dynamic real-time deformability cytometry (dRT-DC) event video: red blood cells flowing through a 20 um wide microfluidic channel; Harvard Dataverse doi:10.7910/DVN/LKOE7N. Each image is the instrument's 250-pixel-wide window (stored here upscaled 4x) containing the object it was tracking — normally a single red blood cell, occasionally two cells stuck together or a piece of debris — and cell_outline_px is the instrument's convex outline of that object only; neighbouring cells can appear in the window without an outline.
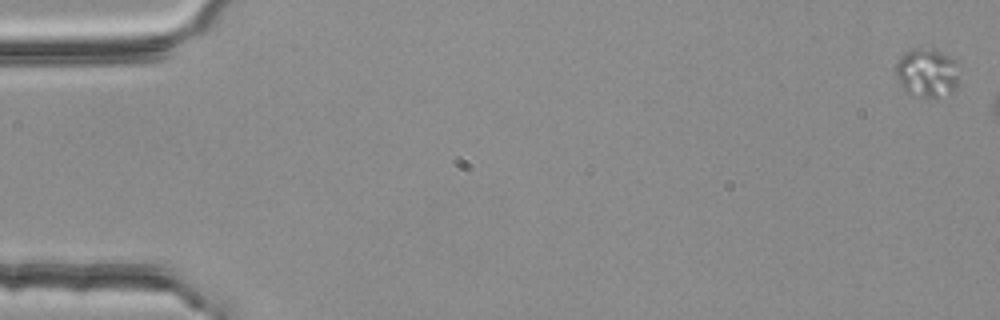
{"species": "common noctule bat (a hibernating species)", "species_latin": "Nyctalus noctula", "temperature_condition": "room temperature", "stored_images_in_passage": 4, "segment_of_instrument_passage": [2, 2], "camera_frame_rate_fps": 3000, "um_per_image_px": 0.085, "animal": {"sex": "female", "body_mass_g": 25.1}, "frame": {"image": 1, "passage_image": 4, "time_ms": 1.0, "image_size_px": [1000, 320], "cell_outline_px": [[956, 84], [952, 92], [948, 96], [924, 96], [904, 92], [896, 76], [896, 64], [904, 52], [912, 48], [932, 48], [948, 56], [956, 64]], "centroid_in_image_um": [78.74, 6.17], "position_along_channel_um": 6.3, "area_um2": 17.69}}